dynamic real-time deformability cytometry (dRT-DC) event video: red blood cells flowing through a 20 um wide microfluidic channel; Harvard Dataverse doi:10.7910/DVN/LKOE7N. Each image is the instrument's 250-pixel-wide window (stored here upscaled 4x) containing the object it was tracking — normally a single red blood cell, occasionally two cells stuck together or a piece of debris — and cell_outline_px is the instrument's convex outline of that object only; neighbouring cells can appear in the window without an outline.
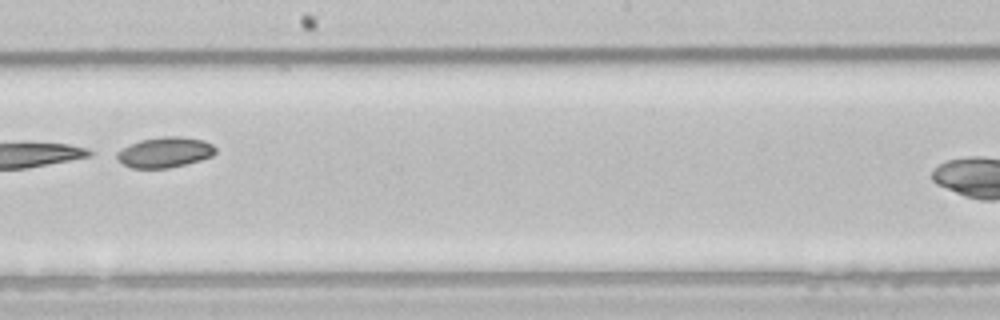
{"species": "common noctule bat (a hibernating species)", "species_latin": "Nyctalus noctula", "temperature_condition": "room temperature", "stored_images_in_passage": 10, "camera_frame_rate_fps": 3000, "um_per_image_px": 0.085, "animal": {"sex": "male", "body_mass_g": 21.5, "forearm_length_mm": 52.0}, "frame": {"image": 1, "passage_image": 6, "time_ms": 6.667, "image_size_px": [1000, 320], "cell_outline_px": [[216, 152], [212, 156], [200, 160], [168, 168], [132, 168], [124, 164], [116, 156], [116, 152], [140, 140], [164, 136], [180, 136], [204, 140], [212, 144], [216, 148]], "centroid_in_image_um": [14.05, 12.94], "position_along_channel_um": 234.2, "area_um2": 17.28}}
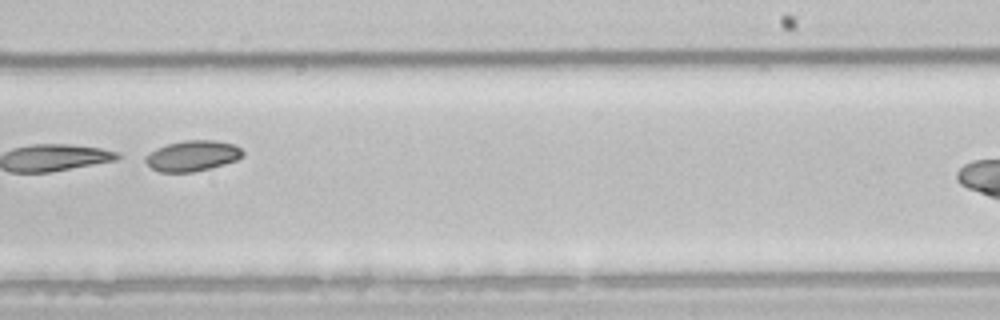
{"frame": {"image": 2, "passage_image": 7, "time_ms": 7.667, "image_size_px": [1000, 320], "cell_outline_px": [[244, 156], [236, 160], [224, 164], [192, 172], [160, 172], [152, 168], [144, 160], [144, 156], [156, 148], [168, 144], [184, 140], [216, 140], [232, 144], [240, 148], [244, 152]], "centroid_in_image_um": [16.35, 13.24], "position_along_channel_um": 272.7, "area_um2": 17.28}}